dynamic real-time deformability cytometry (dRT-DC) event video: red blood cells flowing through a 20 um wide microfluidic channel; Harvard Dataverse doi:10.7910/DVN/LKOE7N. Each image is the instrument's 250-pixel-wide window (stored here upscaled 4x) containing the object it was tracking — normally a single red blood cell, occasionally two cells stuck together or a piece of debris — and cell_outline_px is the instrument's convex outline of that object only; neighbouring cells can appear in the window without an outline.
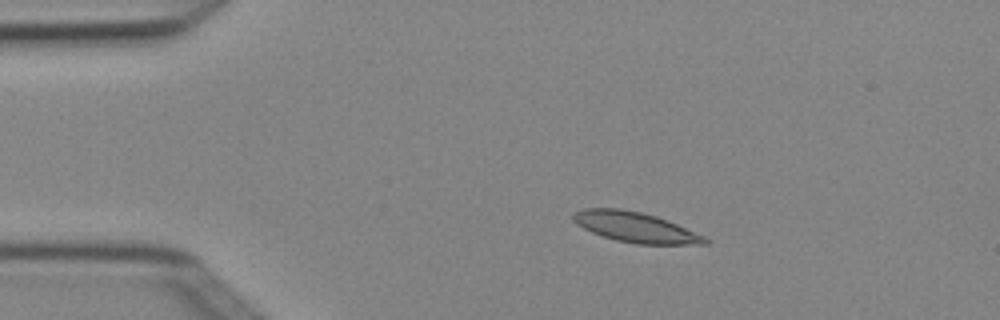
{"species": "Egyptian fruit bat (a non-hibernating species)", "species_latin": "Rousettus aegyptiacus", "temperature_condition": "cold", "stored_images_in_passage": 5, "camera_frame_rate_fps": 3000, "um_per_image_px": 0.085, "animal": {"sex": "female"}, "frame": {"image": 1, "passage_image": 3, "time_ms": 0.667, "image_size_px": [1000, 320], "cell_outline_px": [[712, 240], [708, 244], [636, 244], [616, 240], [592, 232], [576, 224], [572, 220], [572, 212], [580, 208], [620, 208], [640, 212], [656, 216], [668, 220], [704, 236]], "centroid_in_image_um": [53.99, 19.3], "position_along_channel_um": 31.0, "area_um2": 23.29}}
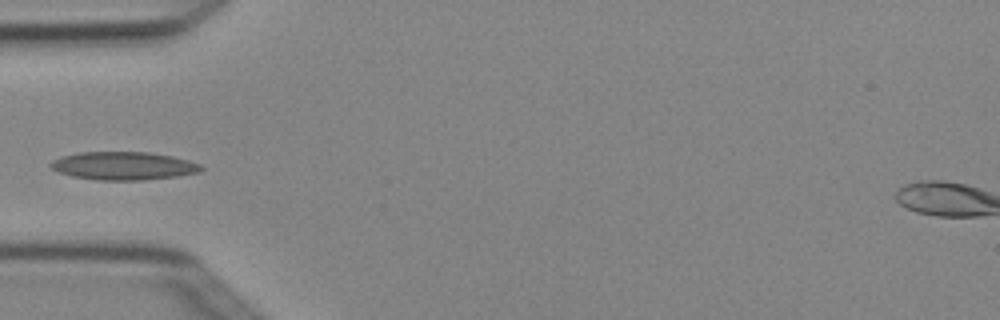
{"frame": {"image": 2, "passage_image": 5, "time_ms": 1.333, "image_size_px": [1000, 320], "cell_outline_px": [[204, 168], [200, 172], [176, 176], [144, 180], [96, 180], [72, 176], [56, 172], [48, 164], [52, 160], [60, 156], [80, 152], [148, 152], [172, 156], [188, 160], [200, 164]], "centroid_in_image_um": [10.46, 14.09], "position_along_channel_um": 74.5, "area_um2": 24.8}}